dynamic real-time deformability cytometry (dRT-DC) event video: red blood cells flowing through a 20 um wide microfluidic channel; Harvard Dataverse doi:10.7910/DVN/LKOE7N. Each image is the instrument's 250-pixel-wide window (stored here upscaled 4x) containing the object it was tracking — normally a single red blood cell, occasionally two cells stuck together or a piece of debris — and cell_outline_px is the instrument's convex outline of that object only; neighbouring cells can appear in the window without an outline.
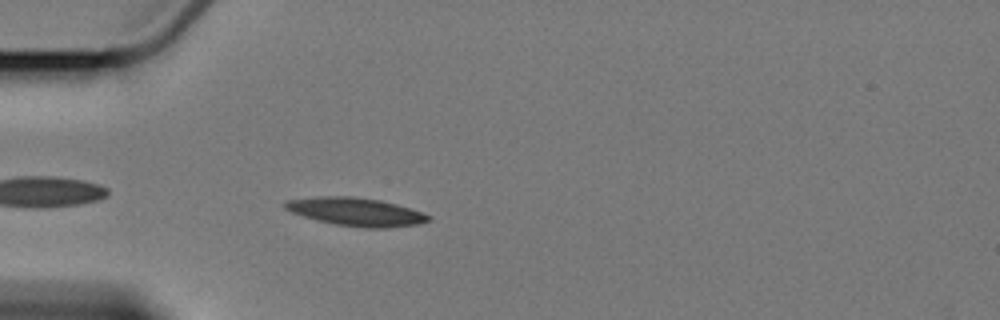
{"species": "Egyptian fruit bat (a non-hibernating species)", "species_latin": "Rousettus aegyptiacus", "temperature_condition": "cold", "stored_images_in_passage": 5, "camera_frame_rate_fps": 3000, "um_per_image_px": 0.085, "animal": {"sex": "female"}, "frame": {"image": 1, "passage_image": 5, "time_ms": 5.667, "image_size_px": [1000, 320], "cell_outline_px": [[432, 220], [420, 224], [388, 228], [364, 228], [336, 224], [316, 220], [292, 212], [284, 208], [284, 204], [288, 200], [316, 196], [352, 196], [380, 200], [396, 204], [432, 216]], "centroid_in_image_um": [30.28, 18.01], "position_along_channel_um": 54.7, "area_um2": 23.52}}